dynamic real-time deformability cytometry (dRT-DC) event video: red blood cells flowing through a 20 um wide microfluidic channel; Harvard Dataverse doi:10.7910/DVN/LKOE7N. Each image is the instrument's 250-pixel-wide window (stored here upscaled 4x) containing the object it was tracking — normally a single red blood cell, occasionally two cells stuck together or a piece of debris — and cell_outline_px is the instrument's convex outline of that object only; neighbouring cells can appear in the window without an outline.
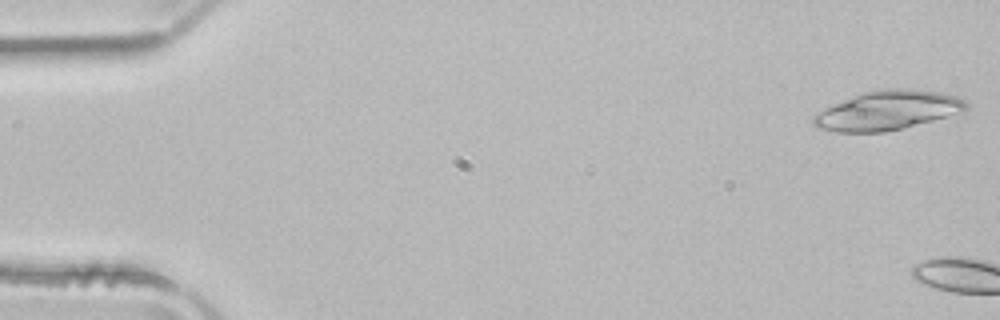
{"species": "common noctule bat (a hibernating species)", "species_latin": "Nyctalus noctula", "temperature_condition": "room temperature", "stored_images_in_passage": 4, "camera_frame_rate_fps": 3000, "um_per_image_px": 0.085, "animal": {"sex": "male", "body_mass_g": 21.5, "forearm_length_mm": 52.0}, "frame": {"image": 1, "passage_image": 1, "time_ms": 0.0, "image_size_px": [1000, 320], "cell_outline_px": [[968, 108], [964, 112], [884, 132], [836, 132], [816, 128], [812, 124], [812, 116], [816, 112], [824, 108], [852, 96], [864, 92], [880, 88], [908, 88], [940, 92], [956, 96], [964, 100], [968, 104]], "centroid_in_image_um": [75.41, 9.37], "position_along_channel_um": 9.6, "area_um2": 34.97}}